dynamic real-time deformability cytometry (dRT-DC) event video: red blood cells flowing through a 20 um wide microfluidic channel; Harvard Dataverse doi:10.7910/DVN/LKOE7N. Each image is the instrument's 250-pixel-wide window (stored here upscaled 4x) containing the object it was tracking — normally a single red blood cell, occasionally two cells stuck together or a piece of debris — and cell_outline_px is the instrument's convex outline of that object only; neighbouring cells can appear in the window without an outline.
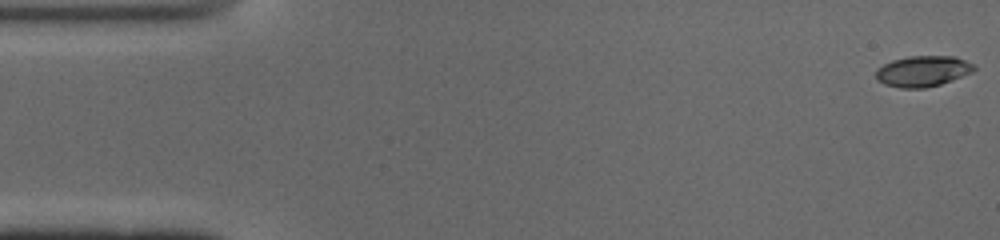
{"species": "common noctule bat (a hibernating species)", "species_latin": "Nyctalus noctula", "temperature_condition": "cold", "stored_images_in_passage": 51, "camera_frame_rate_fps": 3000, "um_per_image_px": 0.085, "animal": {"sex": "male", "body_mass_g": 19.0, "forearm_length_mm": 50.8}, "frame": {"image": 1, "passage_image": 1, "time_ms": 0.0, "image_size_px": [1000, 240], "cell_outline_px": [[976, 68], [972, 72], [952, 80], [940, 84], [924, 88], [900, 88], [884, 84], [876, 80], [876, 68], [892, 60], [908, 56], [952, 56], [964, 60], [972, 64]], "centroid_in_image_um": [78.39, 6.05], "position_along_channel_um": 6.6, "area_um2": 17.57}}
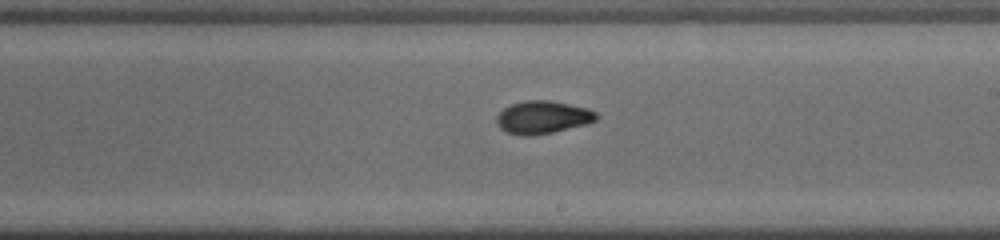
{"frame": {"image": 2, "passage_image": 29, "time_ms": 9.333, "image_size_px": [1000, 240], "cell_outline_px": [[600, 116], [596, 120], [584, 124], [552, 132], [524, 136], [508, 132], [500, 128], [496, 124], [496, 116], [504, 108], [512, 104], [524, 100], [548, 100], [588, 108], [596, 112]], "centroid_in_image_um": [46.12, 9.95], "position_along_channel_um": 242.9, "area_um2": 18.84}}
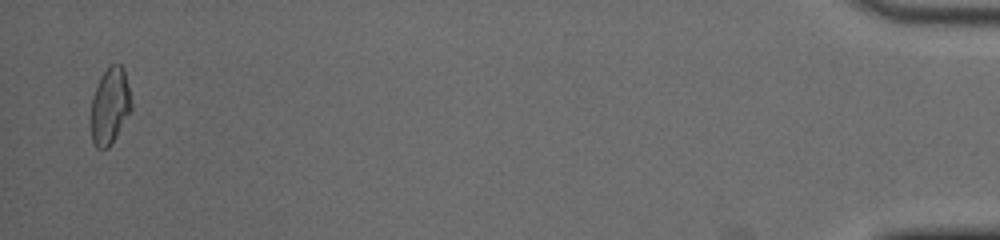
{"frame": {"image": 3, "passage_image": 50, "time_ms": 16.333, "image_size_px": [1000, 240], "cell_outline_px": [[132, 108], [112, 144], [108, 148], [96, 148], [92, 140], [92, 96], [100, 76], [112, 64], [120, 64], [124, 68], [132, 104]], "centroid_in_image_um": [9.35, 9.01], "position_along_channel_um": 425.8, "area_um2": 17.8}, "authors_computed_cell_mechanics": {"area_um2": 17.9758, "velocity_mm_per_s": 3.9328, "shape_relaxation_time_tau1_ms": 3.8126, "shape_relaxation_time_tau2_ms": 1.9226, "deformation_change_tau1": 0.1679, "deformation_change_tau2": 0.0706}}